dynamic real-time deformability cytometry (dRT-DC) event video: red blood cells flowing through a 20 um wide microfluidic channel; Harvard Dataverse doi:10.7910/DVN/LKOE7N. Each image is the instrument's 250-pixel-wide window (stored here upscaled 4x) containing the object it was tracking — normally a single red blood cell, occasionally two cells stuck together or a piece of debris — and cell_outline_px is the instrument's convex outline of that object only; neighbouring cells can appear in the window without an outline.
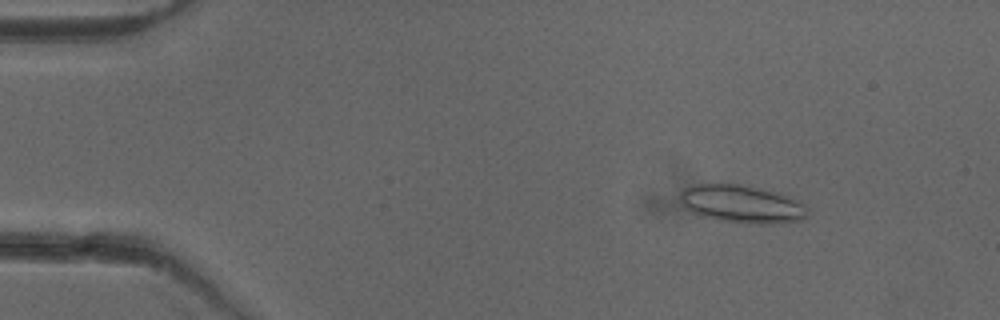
{"species": "common noctule bat (a hibernating species)", "species_latin": "Nyctalus noctula", "temperature_condition": "cold", "stored_images_in_passage": 47, "camera_frame_rate_fps": 3000, "um_per_image_px": 0.085, "animal": {"sex": "female"}, "frame": {"image": 1, "passage_image": 2, "time_ms": 0.333, "image_size_px": [1000, 320], "cell_outline_px": [[808, 216], [800, 220], [772, 224], [760, 224], [720, 220], [700, 216], [692, 212], [680, 200], [680, 192], [684, 188], [700, 184], [740, 184], [788, 196], [800, 200], [808, 208]], "centroid_in_image_um": [63.09, 17.35], "position_along_channel_um": 21.9, "area_um2": 27.8}}
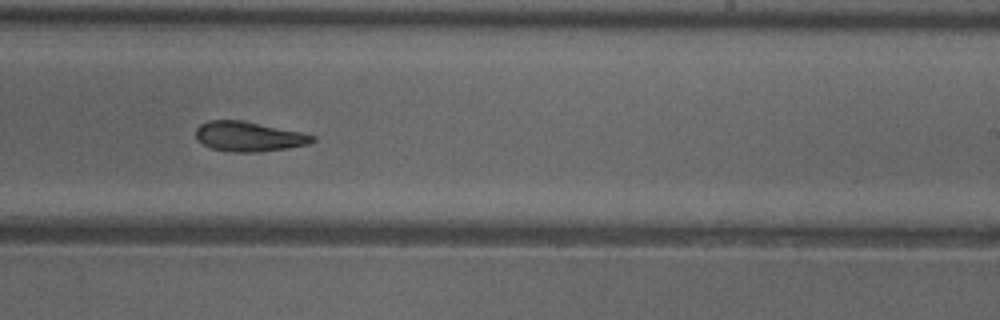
{"frame": {"image": 2, "passage_image": 27, "time_ms": 8.667, "image_size_px": [1000, 320], "cell_outline_px": [[316, 140], [308, 144], [288, 148], [256, 152], [232, 152], [212, 148], [196, 140], [196, 128], [200, 124], [208, 120], [244, 120], [300, 132], [316, 136]], "centroid_in_image_um": [21.13, 11.59], "position_along_channel_um": 267.9, "area_um2": 20.29}}
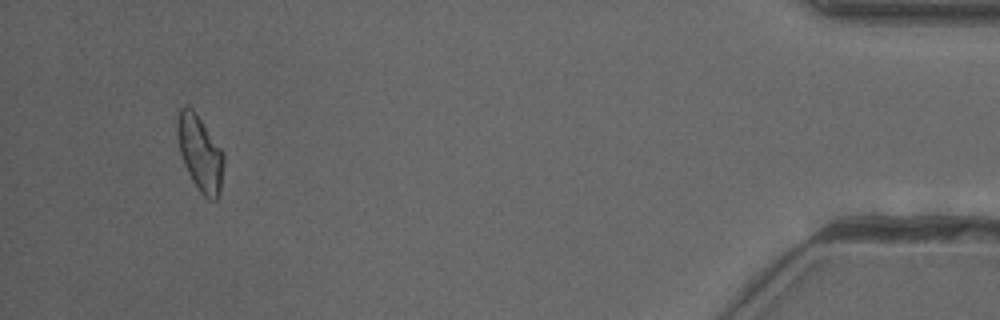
{"frame": {"image": 3, "passage_image": 44, "time_ms": 14.333, "image_size_px": [1000, 320], "cell_outline_px": [[224, 160], [220, 192], [216, 200], [208, 200], [200, 192], [192, 180], [184, 164], [180, 152], [176, 132], [176, 112], [180, 108], [188, 104], [192, 108], [224, 152]], "centroid_in_image_um": [16.98, 12.99], "position_along_channel_um": 418.2, "area_um2": 20.58}, "authors_computed_cell_mechanics": {"area_um2": 20.6346, "velocity_mm_per_s": 3.9565, "shape_relaxation_time_tau1_ms": null, "shape_relaxation_time_tau2_ms": 5.6567, "deformation_change_tau1": null, "deformation_change_tau2": 0.1397}}